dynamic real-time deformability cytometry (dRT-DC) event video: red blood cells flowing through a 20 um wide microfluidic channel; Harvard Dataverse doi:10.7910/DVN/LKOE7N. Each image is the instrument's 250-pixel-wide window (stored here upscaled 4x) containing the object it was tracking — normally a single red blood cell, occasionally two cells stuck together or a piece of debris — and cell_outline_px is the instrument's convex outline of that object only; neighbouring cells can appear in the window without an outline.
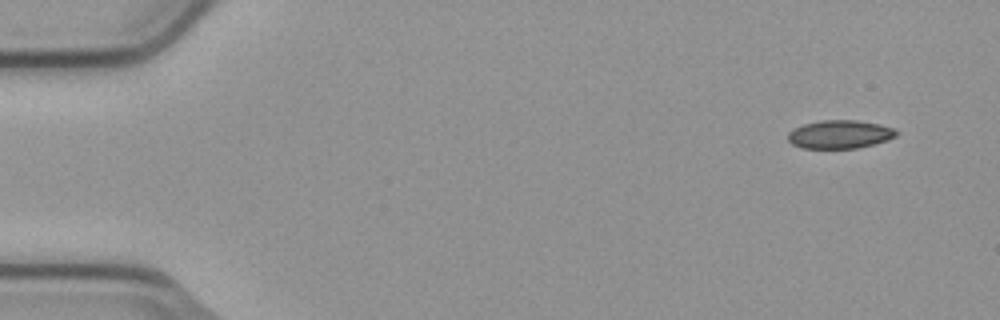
{"species": "common noctule bat (a hibernating species)", "species_latin": "Nyctalus noctula", "temperature_condition": "cold", "stored_images_in_passage": 3, "segment_of_instrument_passage": [2, 2], "camera_frame_rate_fps": 3000, "um_per_image_px": 0.085, "animal": {"sex": "male", "body_mass_g": 23.1, "forearm_length_mm": 52.7}, "frame": {"image": 1, "passage_image": 3, "time_ms": 0.667, "image_size_px": [1000, 320], "cell_outline_px": [[900, 132], [896, 136], [888, 140], [856, 148], [800, 148], [792, 144], [788, 140], [788, 132], [804, 124], [824, 120], [856, 120], [880, 124], [892, 128]], "centroid_in_image_um": [71.39, 11.42], "position_along_channel_um": 13.6, "area_um2": 17.8}}